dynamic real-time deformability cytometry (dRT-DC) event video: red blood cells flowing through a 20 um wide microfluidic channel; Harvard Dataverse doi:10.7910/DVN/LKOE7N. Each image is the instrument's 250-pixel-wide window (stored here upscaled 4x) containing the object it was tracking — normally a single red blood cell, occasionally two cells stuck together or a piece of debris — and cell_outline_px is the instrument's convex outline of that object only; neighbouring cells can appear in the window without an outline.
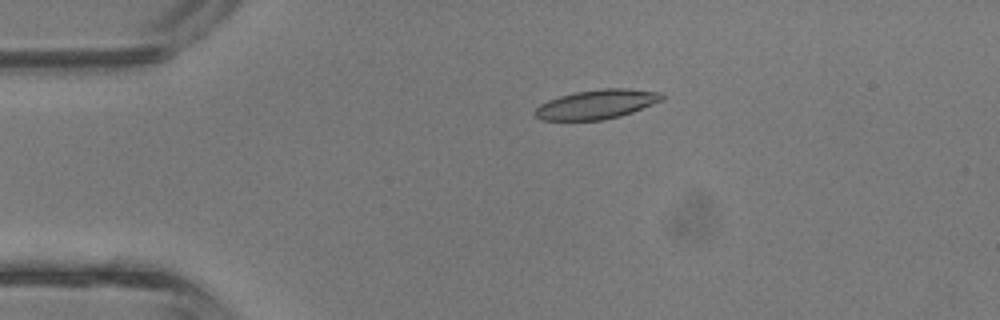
{"species": "common noctule bat (a hibernating species)", "species_latin": "Nyctalus noctula", "temperature_condition": "room temperature", "stored_images_in_passage": 2, "camera_frame_rate_fps": 3000, "um_per_image_px": 0.085, "animal": {"sex": "male", "body_mass_g": 13.3}, "frame": {"image": 1, "passage_image": 1, "time_ms": 0.0, "image_size_px": [1000, 320], "cell_outline_px": [[664, 100], [632, 112], [620, 116], [604, 120], [540, 120], [532, 112], [540, 104], [548, 100], [560, 96], [576, 92], [600, 88], [628, 88], [664, 92]], "centroid_in_image_um": [50.75, 8.86], "position_along_channel_um": 34.3, "area_um2": 21.91}}